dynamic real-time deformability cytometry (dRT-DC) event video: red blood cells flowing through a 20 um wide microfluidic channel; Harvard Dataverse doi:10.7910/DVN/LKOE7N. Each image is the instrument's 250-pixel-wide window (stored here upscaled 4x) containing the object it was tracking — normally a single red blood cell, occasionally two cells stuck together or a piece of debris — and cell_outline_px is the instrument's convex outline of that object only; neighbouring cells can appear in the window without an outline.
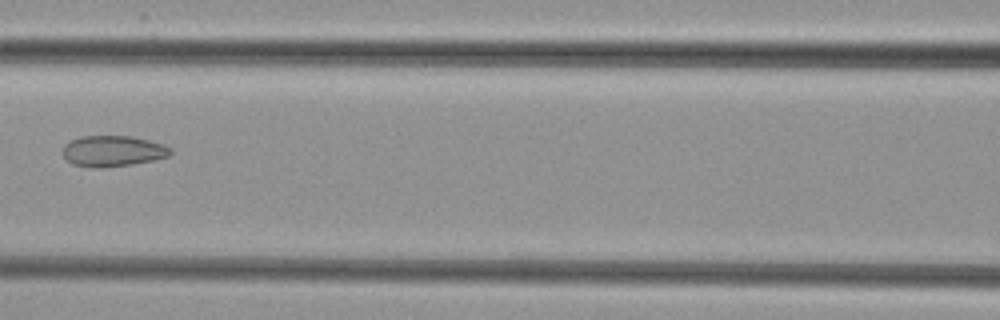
{"species": "common noctule bat (a hibernating species)", "species_latin": "Nyctalus noctula", "temperature_condition": "cold", "stored_images_in_passage": 3, "camera_frame_rate_fps": 3000, "um_per_image_px": 0.085, "animal": {"sex": "female", "body_mass_g": 29.2, "forearm_length_mm": 56.3}, "frame": {"image": 1, "passage_image": 3, "time_ms": 2.333, "image_size_px": [1000, 320], "cell_outline_px": [[172, 152], [168, 156], [152, 160], [132, 164], [104, 168], [92, 168], [72, 164], [64, 156], [64, 144], [80, 136], [132, 136], [164, 144], [172, 148]], "centroid_in_image_um": [9.6, 12.84], "position_along_channel_um": 157.0, "area_um2": 19.42}}